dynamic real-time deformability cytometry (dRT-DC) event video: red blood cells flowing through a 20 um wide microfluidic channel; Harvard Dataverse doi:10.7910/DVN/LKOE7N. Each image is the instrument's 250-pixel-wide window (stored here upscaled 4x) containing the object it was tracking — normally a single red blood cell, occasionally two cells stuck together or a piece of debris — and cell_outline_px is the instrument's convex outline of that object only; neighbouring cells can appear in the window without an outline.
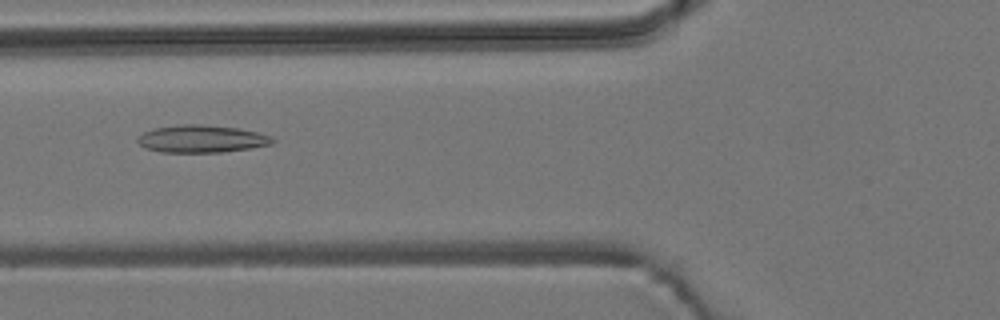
{"species": "common noctule bat (a hibernating species)", "species_latin": "Nyctalus noctula", "temperature_condition": "room temperature", "stored_images_in_passage": 53, "camera_frame_rate_fps": 3000, "um_per_image_px": 0.085, "animal": {"sex": "male", "body_mass_g": 19.2, "forearm_length_mm": 51.8}, "frame": {"image": 1, "passage_image": 20, "time_ms": 6.333, "image_size_px": [1000, 320], "cell_outline_px": [[276, 140], [272, 144], [252, 148], [220, 152], [160, 152], [144, 148], [136, 140], [136, 136], [144, 132], [156, 128], [180, 124], [200, 124], [240, 128], [272, 136]], "centroid_in_image_um": [17.13, 11.8], "position_along_channel_um": 108.7, "area_um2": 21.73}}
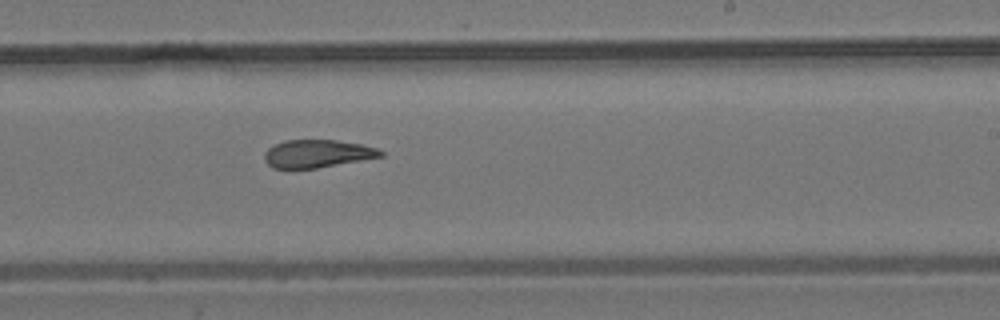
{"frame": {"image": 2, "passage_image": 32, "time_ms": 10.333, "image_size_px": [1000, 320], "cell_outline_px": [[384, 156], [316, 168], [292, 172], [272, 168], [264, 160], [264, 152], [268, 148], [284, 140], [336, 140], [360, 144], [376, 148], [384, 152]], "centroid_in_image_um": [26.88, 13.1], "position_along_channel_um": 262.1, "area_um2": 19.36}}
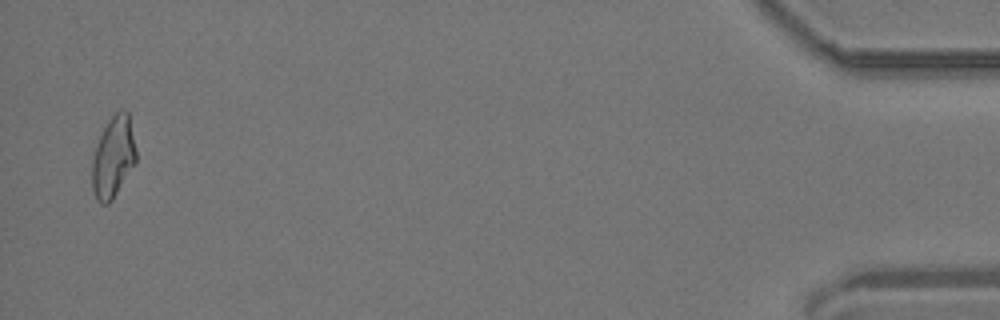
{"frame": {"image": 3, "passage_image": 52, "time_ms": 17.0, "image_size_px": [1000, 320], "cell_outline_px": [[136, 160], [112, 200], [108, 204], [100, 204], [96, 200], [92, 188], [92, 160], [96, 144], [108, 120], [120, 108], [124, 108], [128, 112], [136, 152]], "centroid_in_image_um": [9.6, 13.35], "position_along_channel_um": 425.6, "area_um2": 20.63}, "authors_computed_cell_mechanics": {"area_um2": 20.6346, "velocity_mm_per_s": 3.8283, "shape_relaxation_time_tau1_ms": null, "shape_relaxation_time_tau2_ms": 3.9103, "deformation_change_tau1": null, "deformation_change_tau2": 0.1334}}